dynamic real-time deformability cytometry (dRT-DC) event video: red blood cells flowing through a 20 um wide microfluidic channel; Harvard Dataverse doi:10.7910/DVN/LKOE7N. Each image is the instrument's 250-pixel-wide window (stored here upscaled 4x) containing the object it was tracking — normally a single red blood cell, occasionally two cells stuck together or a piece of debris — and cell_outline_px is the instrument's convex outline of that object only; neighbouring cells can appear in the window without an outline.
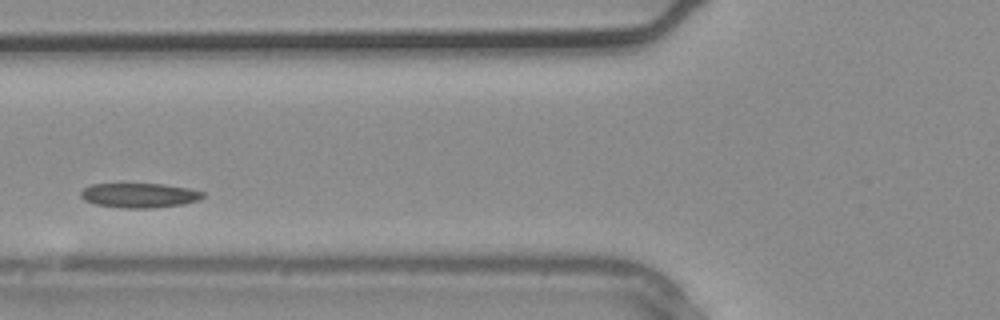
{"species": "common noctule bat (a hibernating species)", "species_latin": "Nyctalus noctula", "temperature_condition": "warm", "stored_images_in_passage": 2, "camera_frame_rate_fps": 3000, "um_per_image_px": 0.085, "animal": {"sex": "male", "body_mass_g": 20.4}, "frame": {"image": 1, "passage_image": 2, "time_ms": 0.333, "image_size_px": [1000, 320], "cell_outline_px": [[204, 196], [200, 200], [184, 204], [152, 208], [120, 208], [96, 204], [84, 200], [80, 196], [80, 192], [84, 188], [92, 184], [164, 184], [188, 188], [204, 192]], "centroid_in_image_um": [11.86, 16.61], "position_along_channel_um": 113.9, "area_um2": 17.57}}